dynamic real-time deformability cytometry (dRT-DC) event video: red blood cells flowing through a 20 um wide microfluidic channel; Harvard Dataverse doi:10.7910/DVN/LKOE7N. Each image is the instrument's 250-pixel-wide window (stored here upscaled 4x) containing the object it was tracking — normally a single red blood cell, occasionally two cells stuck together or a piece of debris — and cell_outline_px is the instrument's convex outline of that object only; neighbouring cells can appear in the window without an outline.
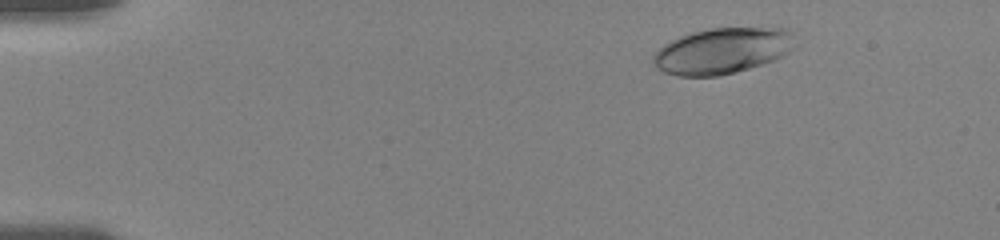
{"species": "human", "species_latin": "Homo sapiens", "temperature_condition": "room temperature", "stored_images_in_passage": 54, "camera_frame_rate_fps": 3000, "um_per_image_px": 0.085, "donor": {"sex": "female"}, "frame": {"image": 1, "passage_image": 6, "time_ms": 1.667, "image_size_px": [1000, 240], "cell_outline_px": [[792, 48], [784, 56], [776, 60], [736, 72], [720, 76], [676, 76], [664, 72], [656, 68], [652, 64], [652, 56], [664, 44], [680, 36], [692, 32], [712, 28], [788, 28]], "centroid_in_image_um": [61.34, 4.34], "position_along_channel_um": 23.7, "area_um2": 37.8}}
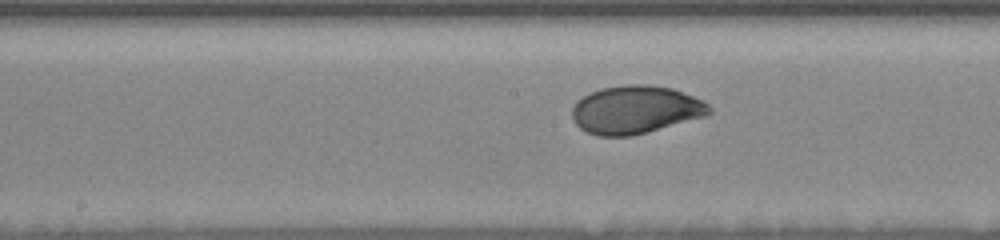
{"frame": {"image": 2, "passage_image": 28, "time_ms": 9.0, "image_size_px": [1000, 240], "cell_outline_px": [[712, 112], [704, 116], [648, 132], [632, 136], [596, 136], [580, 128], [576, 124], [572, 116], [572, 108], [576, 100], [600, 88], [624, 84], [648, 84], [672, 88], [704, 100], [712, 108]], "centroid_in_image_um": [54.01, 9.32], "position_along_channel_um": 194.2, "area_um2": 38.55}}
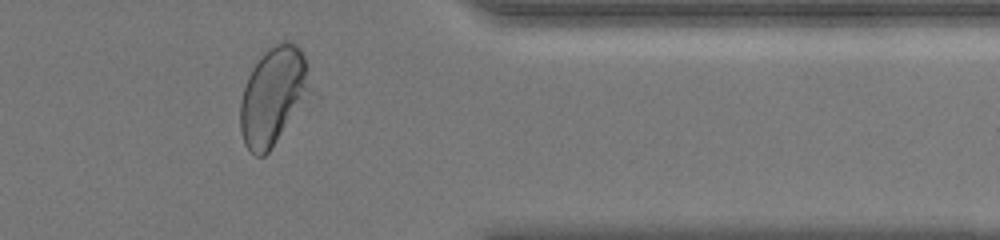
{"frame": {"image": 3, "passage_image": 45, "time_ms": 14.667, "image_size_px": [1000, 240], "cell_outline_px": [[312, 92], [268, 152], [264, 156], [256, 156], [244, 144], [240, 132], [240, 100], [248, 76], [252, 68], [264, 52], [272, 44], [284, 40], [288, 40], [296, 44], [300, 48], [304, 56], [308, 68]], "centroid_in_image_um": [23.22, 8.12], "position_along_channel_um": 388.2, "area_um2": 39.94}, "authors_computed_cell_mechanics": {"area_um2": 38.3214, "velocity_mm_per_s": 3.6027, "shape_relaxation_time_tau1_ms": 3.2704, "shape_relaxation_time_tau2_ms": null, "deformation_change_tau1": 0.1371, "deformation_change_tau2": null}}